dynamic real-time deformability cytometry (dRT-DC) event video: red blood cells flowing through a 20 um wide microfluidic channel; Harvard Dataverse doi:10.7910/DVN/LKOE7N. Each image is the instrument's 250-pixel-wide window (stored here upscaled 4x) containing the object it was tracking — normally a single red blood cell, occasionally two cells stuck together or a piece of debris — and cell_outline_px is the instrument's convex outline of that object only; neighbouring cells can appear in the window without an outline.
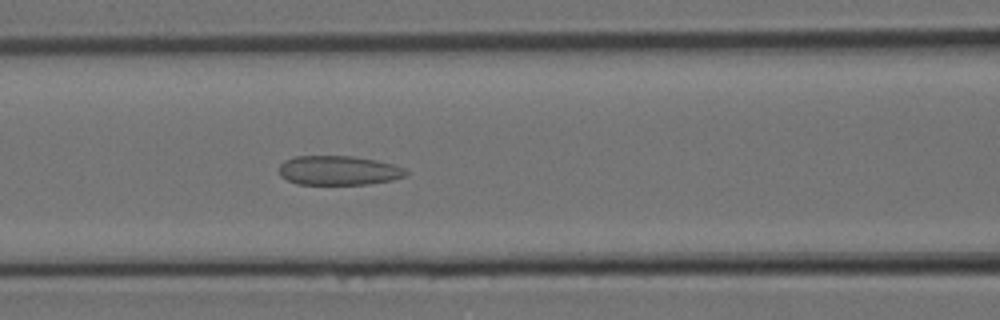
{"species": "Egyptian fruit bat (a non-hibernating species)", "species_latin": "Rousettus aegyptiacus", "temperature_condition": "room temperature", "stored_images_in_passage": 9, "camera_frame_rate_fps": 3000, "um_per_image_px": 0.085, "animal": {"sex": "female"}, "frame": {"image": 1, "passage_image": 9, "time_ms": 2.667, "image_size_px": [1000, 320], "cell_outline_px": [[408, 172], [404, 176], [392, 180], [368, 184], [296, 184], [280, 176], [280, 164], [284, 160], [292, 156], [352, 156], [376, 160], [392, 164], [404, 168]], "centroid_in_image_um": [28.75, 14.48], "position_along_channel_um": 137.8, "area_um2": 21.68}}